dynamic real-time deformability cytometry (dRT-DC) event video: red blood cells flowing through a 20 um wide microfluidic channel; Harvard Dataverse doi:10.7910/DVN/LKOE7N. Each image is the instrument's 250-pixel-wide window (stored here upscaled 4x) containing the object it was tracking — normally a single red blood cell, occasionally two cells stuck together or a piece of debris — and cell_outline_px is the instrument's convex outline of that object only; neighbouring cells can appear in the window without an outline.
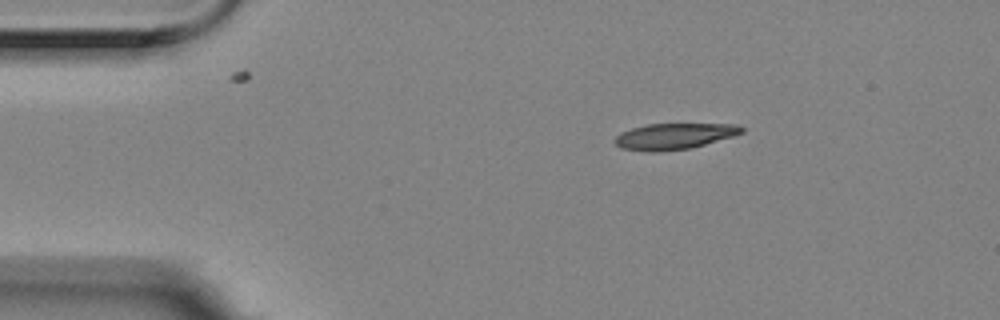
{"species": "Egyptian fruit bat (a non-hibernating species)", "species_latin": "Rousettus aegyptiacus", "temperature_condition": "room temperature", "stored_images_in_passage": 2, "camera_frame_rate_fps": 3000, "um_per_image_px": 0.085, "animal": {"sex": "female"}, "frame": {"image": 1, "passage_image": 1, "time_ms": 0.0, "image_size_px": [1000, 320], "cell_outline_px": [[744, 132], [732, 136], [704, 144], [688, 148], [652, 152], [620, 148], [612, 140], [620, 132], [632, 128], [648, 124], [740, 124], [744, 128]], "centroid_in_image_um": [57.27, 11.57], "position_along_channel_um": 27.7, "area_um2": 19.07}}